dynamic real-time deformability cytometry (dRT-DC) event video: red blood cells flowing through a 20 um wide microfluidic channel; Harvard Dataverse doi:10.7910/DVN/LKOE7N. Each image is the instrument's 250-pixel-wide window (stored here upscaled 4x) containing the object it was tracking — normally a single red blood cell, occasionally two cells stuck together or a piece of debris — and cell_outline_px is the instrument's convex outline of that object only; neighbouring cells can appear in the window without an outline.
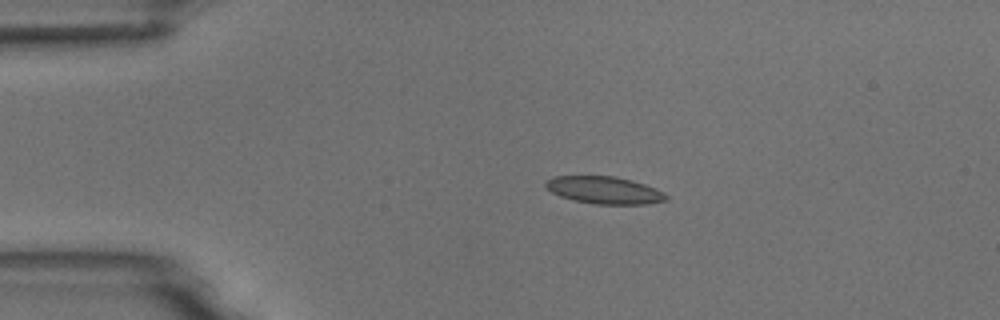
{"species": "common noctule bat (a hibernating species)", "species_latin": "Nyctalus noctula", "temperature_condition": "room temperature", "stored_images_in_passage": 14, "camera_frame_rate_fps": 3000, "um_per_image_px": 0.085, "animal": {"sex": "male", "body_mass_g": 18.8}, "frame": {"image": 1, "passage_image": 3, "time_ms": 2.333, "image_size_px": [1000, 320], "cell_outline_px": [[668, 200], [648, 204], [596, 204], [572, 200], [560, 196], [552, 192], [544, 184], [544, 180], [552, 176], [616, 176], [632, 180], [656, 188], [664, 192], [668, 196]], "centroid_in_image_um": [51.37, 16.16], "position_along_channel_um": 33.6, "area_um2": 19.36}, "authors_computed_cell_mechanics": {"area_um2": 18.6983, "velocity_mm_per_s": 3.7211, "shape_relaxation_time_tau1_ms": 2.706, "shape_relaxation_time_tau2_ms": null, "deformation_change_tau1": 0.1295, "deformation_change_tau2": null}}